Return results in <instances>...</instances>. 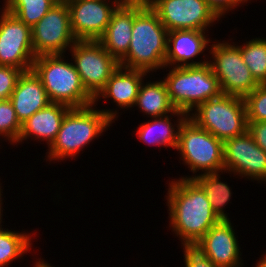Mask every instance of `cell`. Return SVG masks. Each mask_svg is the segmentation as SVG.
<instances>
[{
  "instance_id": "cell-1",
  "label": "cell",
  "mask_w": 266,
  "mask_h": 267,
  "mask_svg": "<svg viewBox=\"0 0 266 267\" xmlns=\"http://www.w3.org/2000/svg\"><path fill=\"white\" fill-rule=\"evenodd\" d=\"M168 185L169 227L179 236L183 246H194L220 219L205 192L193 179H174Z\"/></svg>"
},
{
  "instance_id": "cell-2",
  "label": "cell",
  "mask_w": 266,
  "mask_h": 267,
  "mask_svg": "<svg viewBox=\"0 0 266 267\" xmlns=\"http://www.w3.org/2000/svg\"><path fill=\"white\" fill-rule=\"evenodd\" d=\"M167 42L168 31L158 14L142 1L135 0L130 47L119 65L148 73L164 69Z\"/></svg>"
},
{
  "instance_id": "cell-3",
  "label": "cell",
  "mask_w": 266,
  "mask_h": 267,
  "mask_svg": "<svg viewBox=\"0 0 266 267\" xmlns=\"http://www.w3.org/2000/svg\"><path fill=\"white\" fill-rule=\"evenodd\" d=\"M95 104L70 108L61 124L56 139L48 147V161L77 157L95 137L101 136L117 116L113 109H94Z\"/></svg>"
},
{
  "instance_id": "cell-4",
  "label": "cell",
  "mask_w": 266,
  "mask_h": 267,
  "mask_svg": "<svg viewBox=\"0 0 266 267\" xmlns=\"http://www.w3.org/2000/svg\"><path fill=\"white\" fill-rule=\"evenodd\" d=\"M64 54L40 55L33 62L32 70L41 79L51 103H61L70 108L94 104L86 91L74 64L65 61Z\"/></svg>"
},
{
  "instance_id": "cell-5",
  "label": "cell",
  "mask_w": 266,
  "mask_h": 267,
  "mask_svg": "<svg viewBox=\"0 0 266 267\" xmlns=\"http://www.w3.org/2000/svg\"><path fill=\"white\" fill-rule=\"evenodd\" d=\"M164 83L176 110L190 115L200 104L222 92L209 63L188 67H169Z\"/></svg>"
},
{
  "instance_id": "cell-6",
  "label": "cell",
  "mask_w": 266,
  "mask_h": 267,
  "mask_svg": "<svg viewBox=\"0 0 266 267\" xmlns=\"http://www.w3.org/2000/svg\"><path fill=\"white\" fill-rule=\"evenodd\" d=\"M195 110L188 117L223 142L247 132V109L242 97L221 93Z\"/></svg>"
},
{
  "instance_id": "cell-7",
  "label": "cell",
  "mask_w": 266,
  "mask_h": 267,
  "mask_svg": "<svg viewBox=\"0 0 266 267\" xmlns=\"http://www.w3.org/2000/svg\"><path fill=\"white\" fill-rule=\"evenodd\" d=\"M176 150L191 172H224L223 141L187 117L179 129Z\"/></svg>"
},
{
  "instance_id": "cell-8",
  "label": "cell",
  "mask_w": 266,
  "mask_h": 267,
  "mask_svg": "<svg viewBox=\"0 0 266 267\" xmlns=\"http://www.w3.org/2000/svg\"><path fill=\"white\" fill-rule=\"evenodd\" d=\"M211 45L208 61L211 70L218 79L223 94L245 98L259 83L243 61L240 49L229 42L222 41Z\"/></svg>"
},
{
  "instance_id": "cell-9",
  "label": "cell",
  "mask_w": 266,
  "mask_h": 267,
  "mask_svg": "<svg viewBox=\"0 0 266 267\" xmlns=\"http://www.w3.org/2000/svg\"><path fill=\"white\" fill-rule=\"evenodd\" d=\"M69 50L83 87L95 98L120 66L119 62L98 40H77Z\"/></svg>"
},
{
  "instance_id": "cell-10",
  "label": "cell",
  "mask_w": 266,
  "mask_h": 267,
  "mask_svg": "<svg viewBox=\"0 0 266 267\" xmlns=\"http://www.w3.org/2000/svg\"><path fill=\"white\" fill-rule=\"evenodd\" d=\"M70 22V11L65 0H59L32 27V46L35 57L65 54L76 42Z\"/></svg>"
},
{
  "instance_id": "cell-11",
  "label": "cell",
  "mask_w": 266,
  "mask_h": 267,
  "mask_svg": "<svg viewBox=\"0 0 266 267\" xmlns=\"http://www.w3.org/2000/svg\"><path fill=\"white\" fill-rule=\"evenodd\" d=\"M150 7L168 32L206 31L220 18L205 0H155Z\"/></svg>"
},
{
  "instance_id": "cell-12",
  "label": "cell",
  "mask_w": 266,
  "mask_h": 267,
  "mask_svg": "<svg viewBox=\"0 0 266 267\" xmlns=\"http://www.w3.org/2000/svg\"><path fill=\"white\" fill-rule=\"evenodd\" d=\"M32 28L5 9L0 15V65L32 70Z\"/></svg>"
},
{
  "instance_id": "cell-13",
  "label": "cell",
  "mask_w": 266,
  "mask_h": 267,
  "mask_svg": "<svg viewBox=\"0 0 266 267\" xmlns=\"http://www.w3.org/2000/svg\"><path fill=\"white\" fill-rule=\"evenodd\" d=\"M224 172L266 182V152L250 133L229 138L223 142Z\"/></svg>"
},
{
  "instance_id": "cell-14",
  "label": "cell",
  "mask_w": 266,
  "mask_h": 267,
  "mask_svg": "<svg viewBox=\"0 0 266 267\" xmlns=\"http://www.w3.org/2000/svg\"><path fill=\"white\" fill-rule=\"evenodd\" d=\"M65 1L70 11L71 28L76 40H99L118 7L116 3L101 0Z\"/></svg>"
},
{
  "instance_id": "cell-15",
  "label": "cell",
  "mask_w": 266,
  "mask_h": 267,
  "mask_svg": "<svg viewBox=\"0 0 266 267\" xmlns=\"http://www.w3.org/2000/svg\"><path fill=\"white\" fill-rule=\"evenodd\" d=\"M230 220H220L194 245L217 267L243 265L237 235Z\"/></svg>"
},
{
  "instance_id": "cell-16",
  "label": "cell",
  "mask_w": 266,
  "mask_h": 267,
  "mask_svg": "<svg viewBox=\"0 0 266 267\" xmlns=\"http://www.w3.org/2000/svg\"><path fill=\"white\" fill-rule=\"evenodd\" d=\"M205 31L198 30H174L168 32L167 54L165 69L167 67H188L208 63V60L193 61L203 54L209 45L210 38ZM191 61V62H190ZM203 61V62H202Z\"/></svg>"
},
{
  "instance_id": "cell-17",
  "label": "cell",
  "mask_w": 266,
  "mask_h": 267,
  "mask_svg": "<svg viewBox=\"0 0 266 267\" xmlns=\"http://www.w3.org/2000/svg\"><path fill=\"white\" fill-rule=\"evenodd\" d=\"M10 101L21 124L51 103L41 79L33 70L22 73Z\"/></svg>"
},
{
  "instance_id": "cell-18",
  "label": "cell",
  "mask_w": 266,
  "mask_h": 267,
  "mask_svg": "<svg viewBox=\"0 0 266 267\" xmlns=\"http://www.w3.org/2000/svg\"><path fill=\"white\" fill-rule=\"evenodd\" d=\"M148 72L140 69H128L119 66L107 81L105 87L94 98V104H97L100 97L104 99H113L121 109L132 108L135 104L136 97L143 77ZM99 98V99H98Z\"/></svg>"
},
{
  "instance_id": "cell-19",
  "label": "cell",
  "mask_w": 266,
  "mask_h": 267,
  "mask_svg": "<svg viewBox=\"0 0 266 267\" xmlns=\"http://www.w3.org/2000/svg\"><path fill=\"white\" fill-rule=\"evenodd\" d=\"M134 20V1L118 6L113 12L105 33L98 40L118 62L127 54L130 47Z\"/></svg>"
},
{
  "instance_id": "cell-20",
  "label": "cell",
  "mask_w": 266,
  "mask_h": 267,
  "mask_svg": "<svg viewBox=\"0 0 266 267\" xmlns=\"http://www.w3.org/2000/svg\"><path fill=\"white\" fill-rule=\"evenodd\" d=\"M69 109V106L61 103H50L47 107L35 112L22 123L17 143H22L34 136L33 139L46 141L49 147L56 139L62 121Z\"/></svg>"
},
{
  "instance_id": "cell-21",
  "label": "cell",
  "mask_w": 266,
  "mask_h": 267,
  "mask_svg": "<svg viewBox=\"0 0 266 267\" xmlns=\"http://www.w3.org/2000/svg\"><path fill=\"white\" fill-rule=\"evenodd\" d=\"M172 115V116H171ZM177 116V124H172L171 117ZM171 116V117H170ZM188 115L182 111L176 110L170 115L151 118L148 122L142 123L135 132L137 137L149 145L172 147L176 149L178 143L179 129ZM174 125V126H173ZM177 129H176V127Z\"/></svg>"
},
{
  "instance_id": "cell-22",
  "label": "cell",
  "mask_w": 266,
  "mask_h": 267,
  "mask_svg": "<svg viewBox=\"0 0 266 267\" xmlns=\"http://www.w3.org/2000/svg\"><path fill=\"white\" fill-rule=\"evenodd\" d=\"M134 106H138L141 112L151 118L166 116L176 111L163 80L148 81L146 84L142 82Z\"/></svg>"
},
{
  "instance_id": "cell-23",
  "label": "cell",
  "mask_w": 266,
  "mask_h": 267,
  "mask_svg": "<svg viewBox=\"0 0 266 267\" xmlns=\"http://www.w3.org/2000/svg\"><path fill=\"white\" fill-rule=\"evenodd\" d=\"M220 172L208 174H195L194 176L182 177V179H193L205 192L212 210L220 220H229L228 214L223 209L230 201L232 193L230 187L221 182Z\"/></svg>"
},
{
  "instance_id": "cell-24",
  "label": "cell",
  "mask_w": 266,
  "mask_h": 267,
  "mask_svg": "<svg viewBox=\"0 0 266 267\" xmlns=\"http://www.w3.org/2000/svg\"><path fill=\"white\" fill-rule=\"evenodd\" d=\"M59 0H6L3 9L32 28Z\"/></svg>"
},
{
  "instance_id": "cell-25",
  "label": "cell",
  "mask_w": 266,
  "mask_h": 267,
  "mask_svg": "<svg viewBox=\"0 0 266 267\" xmlns=\"http://www.w3.org/2000/svg\"><path fill=\"white\" fill-rule=\"evenodd\" d=\"M31 234L9 229L0 230V267L8 266L31 250Z\"/></svg>"
},
{
  "instance_id": "cell-26",
  "label": "cell",
  "mask_w": 266,
  "mask_h": 267,
  "mask_svg": "<svg viewBox=\"0 0 266 267\" xmlns=\"http://www.w3.org/2000/svg\"><path fill=\"white\" fill-rule=\"evenodd\" d=\"M246 43V44H245ZM243 45H236L243 61L259 84L266 83V39L254 38Z\"/></svg>"
},
{
  "instance_id": "cell-27",
  "label": "cell",
  "mask_w": 266,
  "mask_h": 267,
  "mask_svg": "<svg viewBox=\"0 0 266 267\" xmlns=\"http://www.w3.org/2000/svg\"><path fill=\"white\" fill-rule=\"evenodd\" d=\"M21 126L10 99L0 100V136L12 145L17 144Z\"/></svg>"
},
{
  "instance_id": "cell-28",
  "label": "cell",
  "mask_w": 266,
  "mask_h": 267,
  "mask_svg": "<svg viewBox=\"0 0 266 267\" xmlns=\"http://www.w3.org/2000/svg\"><path fill=\"white\" fill-rule=\"evenodd\" d=\"M247 122L266 121V83L259 84L245 98Z\"/></svg>"
},
{
  "instance_id": "cell-29",
  "label": "cell",
  "mask_w": 266,
  "mask_h": 267,
  "mask_svg": "<svg viewBox=\"0 0 266 267\" xmlns=\"http://www.w3.org/2000/svg\"><path fill=\"white\" fill-rule=\"evenodd\" d=\"M23 72L19 68L0 65V100L10 99Z\"/></svg>"
},
{
  "instance_id": "cell-30",
  "label": "cell",
  "mask_w": 266,
  "mask_h": 267,
  "mask_svg": "<svg viewBox=\"0 0 266 267\" xmlns=\"http://www.w3.org/2000/svg\"><path fill=\"white\" fill-rule=\"evenodd\" d=\"M185 267H217L194 246H182Z\"/></svg>"
},
{
  "instance_id": "cell-31",
  "label": "cell",
  "mask_w": 266,
  "mask_h": 267,
  "mask_svg": "<svg viewBox=\"0 0 266 267\" xmlns=\"http://www.w3.org/2000/svg\"><path fill=\"white\" fill-rule=\"evenodd\" d=\"M247 131L250 133L256 144L266 152V121L248 122Z\"/></svg>"
},
{
  "instance_id": "cell-32",
  "label": "cell",
  "mask_w": 266,
  "mask_h": 267,
  "mask_svg": "<svg viewBox=\"0 0 266 267\" xmlns=\"http://www.w3.org/2000/svg\"><path fill=\"white\" fill-rule=\"evenodd\" d=\"M214 12L221 18L228 11L248 2L247 0H205Z\"/></svg>"
},
{
  "instance_id": "cell-33",
  "label": "cell",
  "mask_w": 266,
  "mask_h": 267,
  "mask_svg": "<svg viewBox=\"0 0 266 267\" xmlns=\"http://www.w3.org/2000/svg\"><path fill=\"white\" fill-rule=\"evenodd\" d=\"M101 1H109L110 2V0H101ZM133 1H135V0H112L111 2L116 3L118 6H122V5L129 4Z\"/></svg>"
},
{
  "instance_id": "cell-34",
  "label": "cell",
  "mask_w": 266,
  "mask_h": 267,
  "mask_svg": "<svg viewBox=\"0 0 266 267\" xmlns=\"http://www.w3.org/2000/svg\"><path fill=\"white\" fill-rule=\"evenodd\" d=\"M34 264H35L34 267H53L49 263L45 262V260L43 259H39V261H36V263Z\"/></svg>"
},
{
  "instance_id": "cell-35",
  "label": "cell",
  "mask_w": 266,
  "mask_h": 267,
  "mask_svg": "<svg viewBox=\"0 0 266 267\" xmlns=\"http://www.w3.org/2000/svg\"><path fill=\"white\" fill-rule=\"evenodd\" d=\"M255 267H266V253L265 256L261 257V259L257 262Z\"/></svg>"
},
{
  "instance_id": "cell-36",
  "label": "cell",
  "mask_w": 266,
  "mask_h": 267,
  "mask_svg": "<svg viewBox=\"0 0 266 267\" xmlns=\"http://www.w3.org/2000/svg\"><path fill=\"white\" fill-rule=\"evenodd\" d=\"M1 192H2V189L0 188V230L3 229V228H2V225H1V223H2V219H3V218H2V216H3V215H2V211H3V210H2V208H3V207H2V205H3L2 203H3V202H2V194H1Z\"/></svg>"
},
{
  "instance_id": "cell-37",
  "label": "cell",
  "mask_w": 266,
  "mask_h": 267,
  "mask_svg": "<svg viewBox=\"0 0 266 267\" xmlns=\"http://www.w3.org/2000/svg\"><path fill=\"white\" fill-rule=\"evenodd\" d=\"M140 1H142L147 6H150L155 0H140Z\"/></svg>"
}]
</instances>
